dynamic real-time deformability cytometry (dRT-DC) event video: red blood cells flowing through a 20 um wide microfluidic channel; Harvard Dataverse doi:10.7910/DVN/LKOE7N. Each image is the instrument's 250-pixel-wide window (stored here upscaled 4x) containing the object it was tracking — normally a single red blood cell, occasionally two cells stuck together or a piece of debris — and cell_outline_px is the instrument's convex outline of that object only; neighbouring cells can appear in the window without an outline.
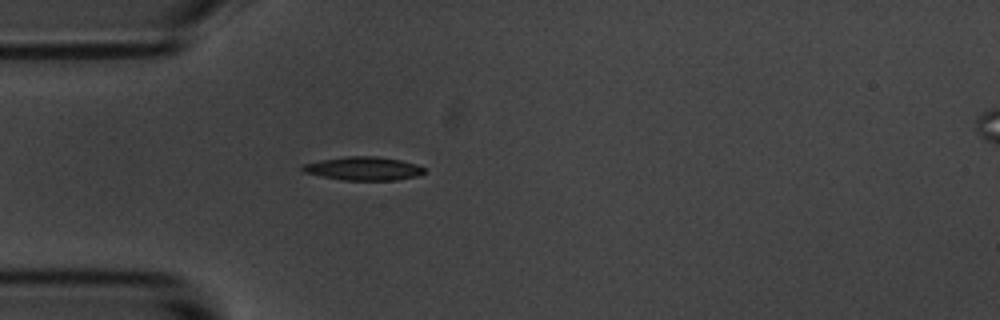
{"species": "common noctule bat (a hibernating species)", "species_latin": "Nyctalus noctula", "temperature_condition": "room temperature", "stored_images_in_passage": 40, "camera_frame_rate_fps": 3000, "um_per_image_px": 0.085, "animal": {"sex": "male", "body_mass_g": 20.1, "forearm_length_mm": 53.5}, "frame": {"image": 1, "passage_image": 1, "time_ms": 0.0, "image_size_px": [1000, 320], "cell_outline_px": [[424, 172], [416, 176], [396, 180], [340, 180], [320, 176], [304, 172], [300, 168], [304, 164], [320, 160], [344, 156], [376, 156], [400, 160], [416, 164], [424, 168]], "centroid_in_image_um": [30.86, 14.32], "position_along_channel_um": 54.1, "area_um2": 16.65}}
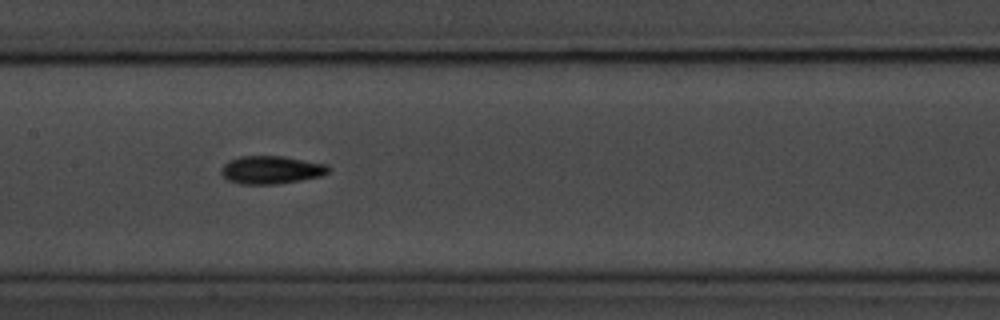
{"frame": {"image": 2, "passage_image": 12, "time_ms": 3.667, "image_size_px": [1000, 320], "cell_outline_px": [[328, 172], [320, 176], [280, 184], [240, 184], [228, 180], [220, 172], [220, 168], [228, 160], [240, 156], [280, 156], [324, 164], [328, 168]], "centroid_in_image_um": [22.97, 14.44], "position_along_channel_um": 184.4, "area_um2": 17.28}}
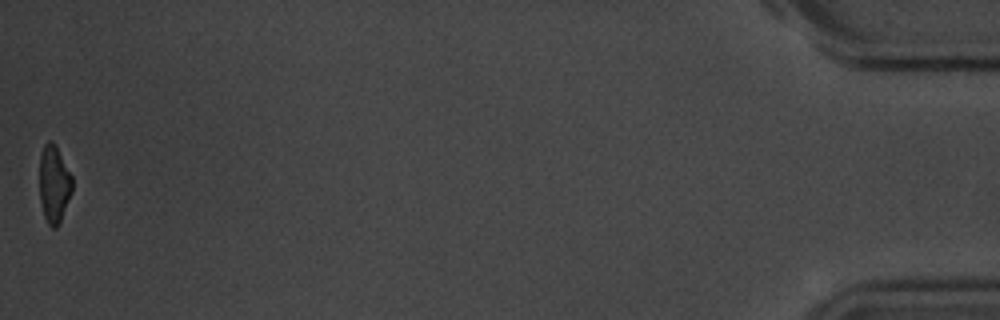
{"frame": {"image": 3, "passage_image": 40, "time_ms": 13.0, "image_size_px": [1000, 320], "cell_outline_px": [[72, 192], [60, 224], [56, 228], [52, 228], [48, 224], [44, 216], [40, 200], [40, 156], [44, 144], [48, 140], [52, 140], [56, 144], [72, 176]], "centroid_in_image_um": [4.6, 15.65], "position_along_channel_um": 430.6, "area_um2": 14.97}, "authors_computed_cell_mechanics": {"area_um2": 16.2707, "velocity_mm_per_s": 3.7024, "shape_relaxation_time_tau1_ms": 2.6222, "shape_relaxation_time_tau2_ms": 5.5266, "deformation_change_tau1": 0.1696, "deformation_change_tau2": 0.1346}}